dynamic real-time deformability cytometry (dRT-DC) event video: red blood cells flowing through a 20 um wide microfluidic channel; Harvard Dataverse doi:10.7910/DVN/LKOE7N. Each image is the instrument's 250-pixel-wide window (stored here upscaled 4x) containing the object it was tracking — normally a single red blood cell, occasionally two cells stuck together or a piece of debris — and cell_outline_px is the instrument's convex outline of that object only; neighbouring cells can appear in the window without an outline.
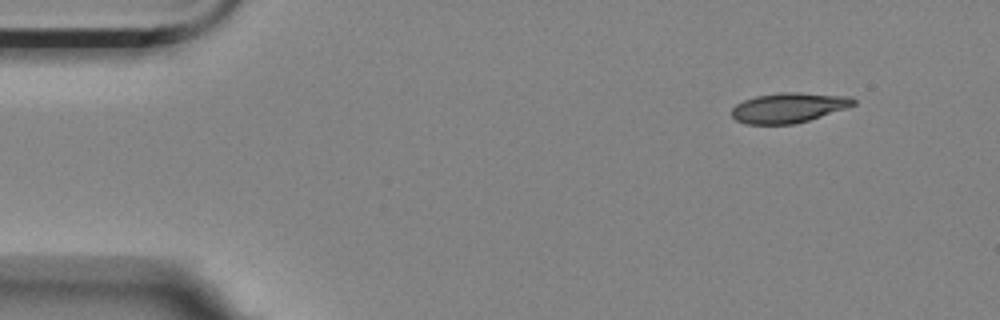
{"species": "Egyptian fruit bat (a non-hibernating species)", "species_latin": "Rousettus aegyptiacus", "temperature_condition": "room temperature", "stored_images_in_passage": 4, "camera_frame_rate_fps": 3000, "um_per_image_px": 0.085, "animal": {"sex": "female"}, "frame": {"image": 1, "passage_image": 1, "time_ms": 0.0, "image_size_px": [1000, 320], "cell_outline_px": [[856, 104], [848, 108], [796, 124], [748, 124], [736, 120], [732, 116], [732, 108], [736, 104], [744, 100], [756, 96], [780, 92], [796, 92], [852, 96], [856, 100]], "centroid_in_image_um": [67.08, 9.15], "position_along_channel_um": 17.9, "area_um2": 21.44}}
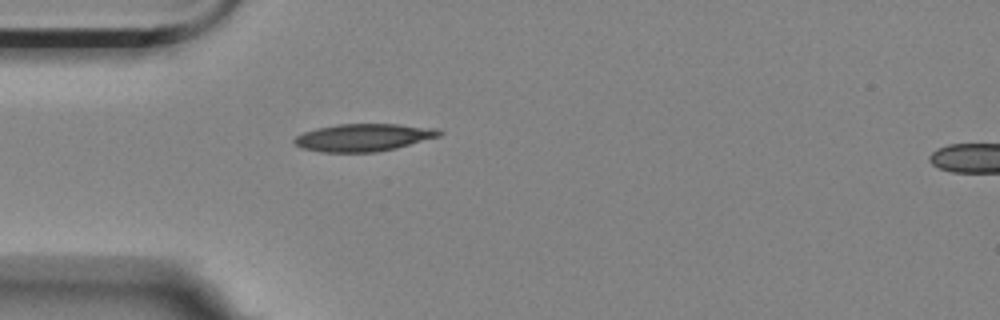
{"frame": {"image": 2, "passage_image": 4, "time_ms": 1.0, "image_size_px": [1000, 320], "cell_outline_px": [[444, 132], [440, 136], [396, 148], [376, 152], [320, 152], [304, 148], [296, 144], [292, 140], [296, 136], [304, 132], [316, 128], [336, 124], [396, 124], [440, 128]], "centroid_in_image_um": [30.93, 11.68], "position_along_channel_um": 54.1, "area_um2": 23.29}}